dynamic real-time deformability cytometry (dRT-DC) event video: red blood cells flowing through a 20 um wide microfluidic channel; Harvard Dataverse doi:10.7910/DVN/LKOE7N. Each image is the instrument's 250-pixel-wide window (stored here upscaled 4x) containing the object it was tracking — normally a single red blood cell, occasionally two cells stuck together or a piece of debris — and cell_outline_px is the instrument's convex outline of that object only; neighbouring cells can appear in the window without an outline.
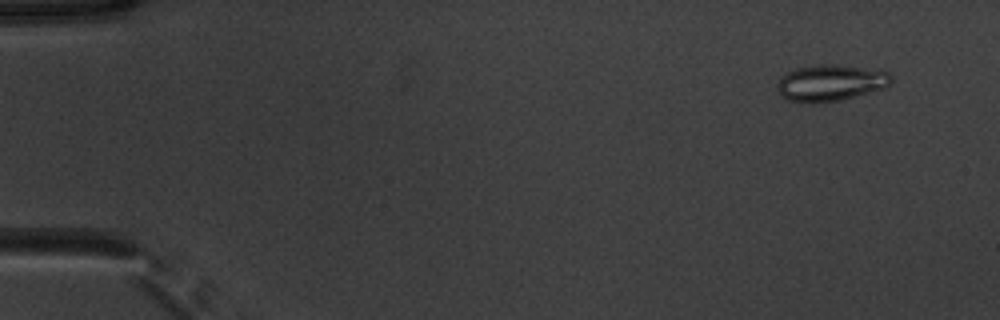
{"species": "common noctule bat (a hibernating species)", "species_latin": "Nyctalus noctula", "temperature_condition": "warm", "stored_images_in_passage": 53, "segment_of_instrument_passage": [1, 2], "camera_frame_rate_fps": 3000, "um_per_image_px": 0.085, "animal": {"sex": "male", "body_mass_g": 20.1, "forearm_length_mm": 53.5}, "frame": {"image": 1, "passage_image": 4, "time_ms": 1.0, "image_size_px": [1000, 320], "cell_outline_px": [[892, 84], [888, 88], [840, 100], [788, 100], [776, 88], [776, 84], [780, 76], [796, 68], [820, 64], [840, 64], [888, 72], [892, 76]], "centroid_in_image_um": [70.67, 7.0], "position_along_channel_um": 14.3, "area_um2": 23.76}}
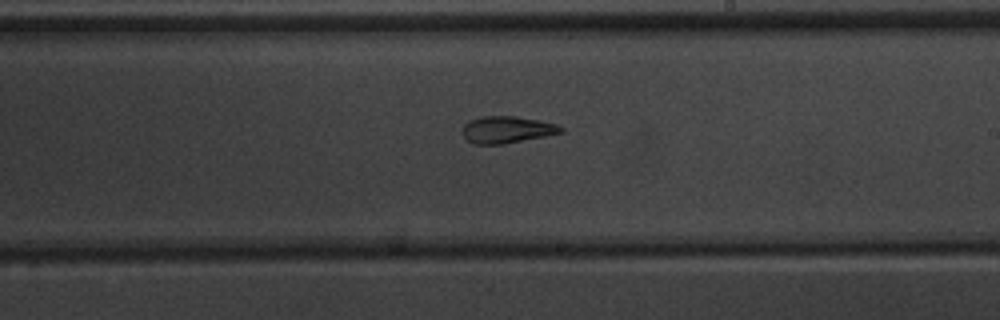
{"frame": {"image": 2, "passage_image": 31, "time_ms": 10.0, "image_size_px": [1000, 320], "cell_outline_px": [[564, 132], [504, 144], [472, 144], [460, 132], [464, 124], [468, 120], [480, 116], [516, 116], [556, 124], [564, 128]], "centroid_in_image_um": [43.03, 11.02], "position_along_channel_um": 246.0, "area_um2": 15.49}}
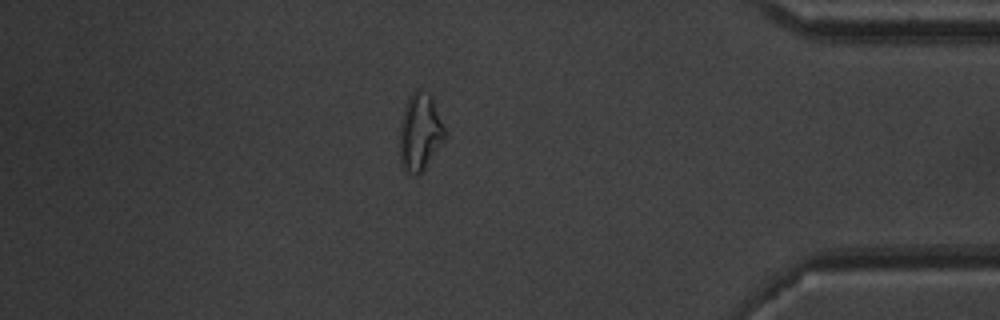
{"frame": {"image": 3, "passage_image": 45, "time_ms": 14.667, "image_size_px": [1000, 320], "cell_outline_px": [[444, 140], [420, 176], [416, 176], [408, 172], [400, 164], [400, 120], [404, 108], [412, 92], [416, 88], [420, 88], [428, 92], [432, 96], [444, 128]], "centroid_in_image_um": [35.68, 11.23], "position_along_channel_um": 399.5, "area_um2": 20.4}}